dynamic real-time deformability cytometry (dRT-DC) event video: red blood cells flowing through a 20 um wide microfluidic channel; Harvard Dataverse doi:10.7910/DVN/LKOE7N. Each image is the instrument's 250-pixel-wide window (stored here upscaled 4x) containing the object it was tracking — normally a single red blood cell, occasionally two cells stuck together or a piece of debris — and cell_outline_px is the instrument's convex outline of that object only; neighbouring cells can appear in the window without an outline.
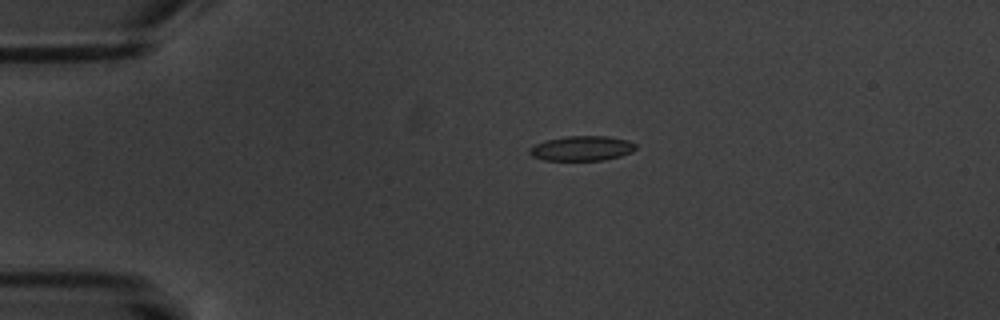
{"species": "common noctule bat (a hibernating species)", "species_latin": "Nyctalus noctula", "temperature_condition": "warm", "stored_images_in_passage": 6, "camera_frame_rate_fps": 3000, "um_per_image_px": 0.085, "animal": {"sex": "male", "body_mass_g": 20.1, "forearm_length_mm": 53.5}, "frame": {"image": 1, "passage_image": 4, "time_ms": 4.333, "image_size_px": [1000, 320], "cell_outline_px": [[636, 148], [632, 152], [620, 156], [604, 160], [544, 160], [532, 156], [528, 152], [528, 148], [544, 140], [568, 136], [608, 136], [628, 140], [636, 144]], "centroid_in_image_um": [49.45, 12.6], "position_along_channel_um": 35.5, "area_um2": 15.43}}
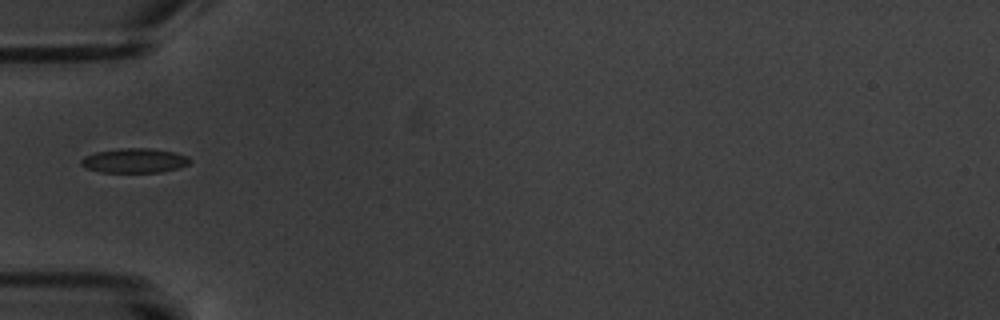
{"frame": {"image": 2, "passage_image": 6, "time_ms": 6.667, "image_size_px": [1000, 320], "cell_outline_px": [[192, 160], [188, 164], [176, 168], [160, 172], [100, 172], [84, 168], [80, 164], [80, 160], [84, 156], [96, 152], [120, 148], [148, 148], [172, 152], [188, 156]], "centroid_in_image_um": [11.38, 13.65], "position_along_channel_um": 73.6, "area_um2": 15.49}}